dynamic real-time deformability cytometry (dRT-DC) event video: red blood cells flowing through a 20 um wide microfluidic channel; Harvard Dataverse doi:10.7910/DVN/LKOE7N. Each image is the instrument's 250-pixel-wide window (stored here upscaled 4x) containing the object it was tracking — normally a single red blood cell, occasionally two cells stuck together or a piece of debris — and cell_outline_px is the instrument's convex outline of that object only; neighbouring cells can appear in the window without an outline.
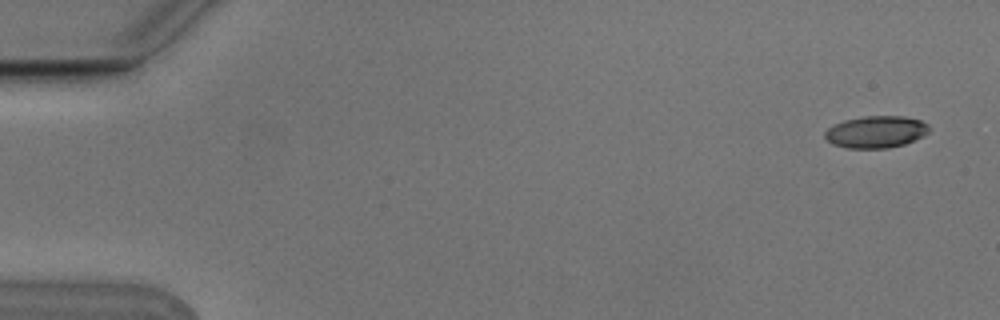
{"species": "Egyptian fruit bat (a non-hibernating species)", "species_latin": "Rousettus aegyptiacus", "temperature_condition": "cold", "stored_images_in_passage": 5, "camera_frame_rate_fps": 3000, "um_per_image_px": 0.085, "animal": {"sex": "male"}, "frame": {"image": 1, "passage_image": 1, "time_ms": 0.0, "image_size_px": [1000, 320], "cell_outline_px": [[928, 132], [924, 136], [904, 144], [888, 148], [848, 148], [832, 144], [824, 136], [824, 132], [828, 128], [844, 120], [864, 116], [904, 116], [920, 120], [928, 124]], "centroid_in_image_um": [74.46, 11.21], "position_along_channel_um": 10.5, "area_um2": 19.36}}
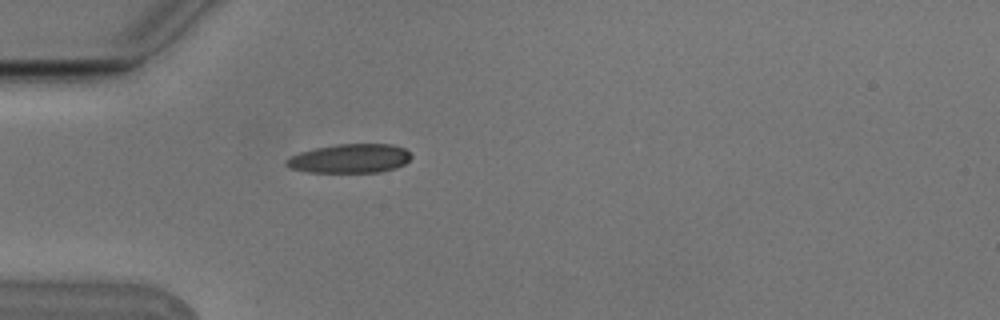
{"frame": {"image": 2, "passage_image": 5, "time_ms": 1.333, "image_size_px": [1000, 320], "cell_outline_px": [[412, 156], [404, 164], [396, 168], [380, 172], [308, 172], [288, 168], [284, 164], [284, 160], [300, 152], [316, 148], [336, 144], [392, 144], [404, 148]], "centroid_in_image_um": [29.72, 13.47], "position_along_channel_um": 55.3, "area_um2": 21.15}}